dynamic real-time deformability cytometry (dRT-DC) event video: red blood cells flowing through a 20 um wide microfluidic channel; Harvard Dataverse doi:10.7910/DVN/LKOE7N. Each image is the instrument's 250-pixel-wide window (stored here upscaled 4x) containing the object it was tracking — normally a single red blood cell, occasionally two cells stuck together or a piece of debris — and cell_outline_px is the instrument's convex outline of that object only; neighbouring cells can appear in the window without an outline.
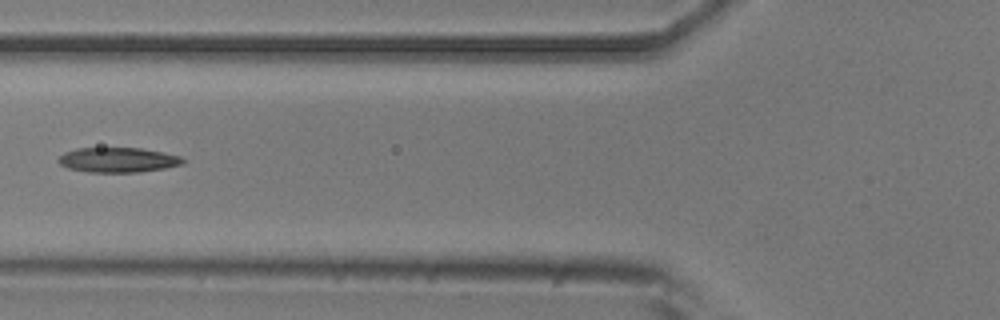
{"species": "common noctule bat (a hibernating species)", "species_latin": "Nyctalus noctula", "temperature_condition": "room temperature", "stored_images_in_passage": 6, "camera_frame_rate_fps": 3000, "um_per_image_px": 0.085, "animal": {"sex": "male", "body_mass_g": 20.5, "forearm_length_mm": 52.5}, "frame": {"image": 1, "passage_image": 6, "time_ms": 5.667, "image_size_px": [1000, 320], "cell_outline_px": [[184, 164], [164, 168], [140, 172], [88, 172], [68, 168], [60, 164], [56, 160], [64, 152], [76, 148], [140, 148], [164, 152], [180, 156], [184, 160]], "centroid_in_image_um": [10.01, 13.59], "position_along_channel_um": 115.8, "area_um2": 18.09}}